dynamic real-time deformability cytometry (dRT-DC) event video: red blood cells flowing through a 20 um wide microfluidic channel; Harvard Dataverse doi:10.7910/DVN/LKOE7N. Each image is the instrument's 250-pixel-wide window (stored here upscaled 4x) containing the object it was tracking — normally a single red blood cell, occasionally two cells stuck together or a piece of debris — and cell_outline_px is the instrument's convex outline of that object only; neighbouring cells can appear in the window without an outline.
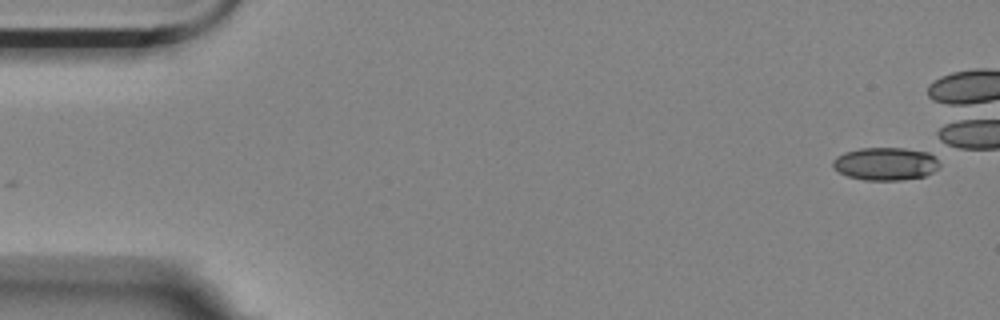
{"species": "Egyptian fruit bat (a non-hibernating species)", "species_latin": "Rousettus aegyptiacus", "temperature_condition": "room temperature", "stored_images_in_passage": 15, "camera_frame_rate_fps": 3000, "um_per_image_px": 0.085, "animal": {"sex": "female"}, "frame": {"image": 1, "passage_image": 1, "time_ms": 0.0, "image_size_px": [1000, 320], "cell_outline_px": [[940, 168], [924, 176], [900, 180], [864, 180], [848, 176], [840, 172], [832, 164], [832, 160], [836, 156], [844, 152], [860, 148], [932, 148], [940, 164]], "centroid_in_image_um": [75.39, 13.88], "position_along_channel_um": 9.6, "area_um2": 21.1}}